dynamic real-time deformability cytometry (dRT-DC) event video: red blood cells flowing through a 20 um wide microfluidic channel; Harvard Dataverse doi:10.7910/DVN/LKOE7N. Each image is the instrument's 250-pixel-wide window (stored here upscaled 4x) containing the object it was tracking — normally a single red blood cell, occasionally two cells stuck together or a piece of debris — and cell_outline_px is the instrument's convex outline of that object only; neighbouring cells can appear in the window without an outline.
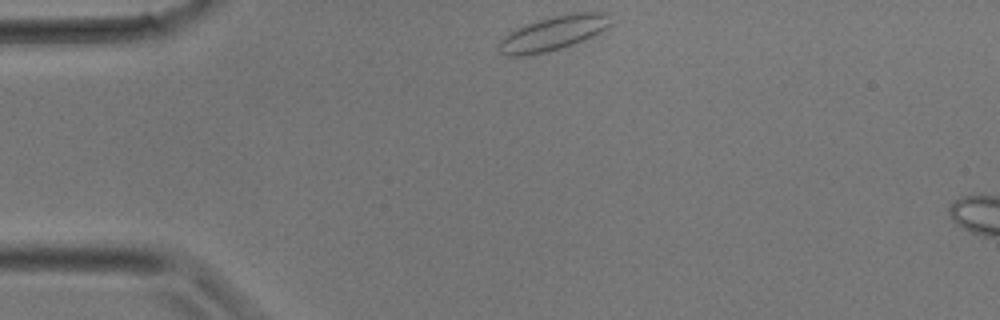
{"species": "common noctule bat (a hibernating species)", "species_latin": "Nyctalus noctula", "temperature_condition": "room temperature", "stored_images_in_passage": 4, "camera_frame_rate_fps": 3000, "um_per_image_px": 0.085, "animal": {"sex": "male", "body_mass_g": 17.9}, "frame": {"image": 1, "passage_image": 1, "time_ms": 0.0, "image_size_px": [1000, 320], "cell_outline_px": [[612, 24], [600, 32], [584, 40], [564, 48], [548, 52], [524, 56], [504, 56], [496, 48], [500, 40], [504, 36], [516, 28], [524, 24], [552, 16], [568, 12], [612, 12]], "centroid_in_image_um": [47.04, 2.81], "position_along_channel_um": 38.0, "area_um2": 23.06}}